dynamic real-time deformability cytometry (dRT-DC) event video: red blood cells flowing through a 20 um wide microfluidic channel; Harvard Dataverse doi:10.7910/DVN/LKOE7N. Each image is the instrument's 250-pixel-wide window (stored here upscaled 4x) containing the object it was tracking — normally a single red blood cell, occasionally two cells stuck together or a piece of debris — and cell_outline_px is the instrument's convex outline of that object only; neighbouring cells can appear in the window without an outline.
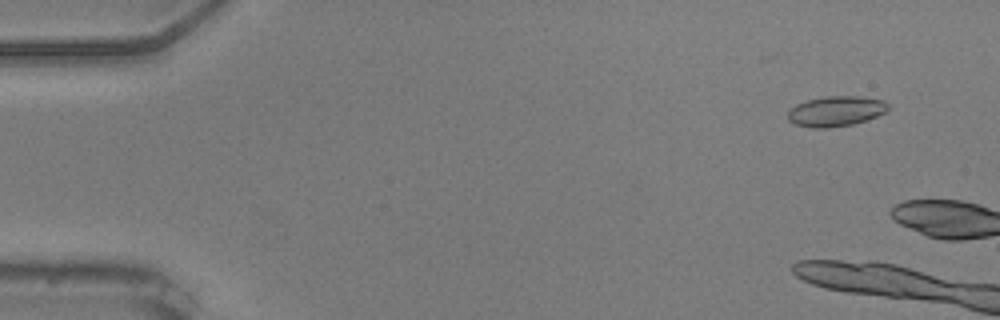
{"species": "common noctule bat (a hibernating species)", "species_latin": "Nyctalus noctula", "temperature_condition": "warm", "stored_images_in_passage": 4, "camera_frame_rate_fps": 3000, "um_per_image_px": 0.085, "animal": {"sex": "male", "body_mass_g": 20.5, "forearm_length_mm": 52.5}, "frame": {"image": 1, "passage_image": 1, "time_ms": 0.0, "image_size_px": [1000, 320], "cell_outline_px": [[888, 108], [884, 112], [876, 116], [852, 124], [828, 128], [812, 128], [796, 124], [788, 120], [788, 112], [796, 104], [808, 100], [824, 96], [860, 96], [884, 100], [888, 104]], "centroid_in_image_um": [71.04, 9.44], "position_along_channel_um": 14.0, "area_um2": 17.51}}